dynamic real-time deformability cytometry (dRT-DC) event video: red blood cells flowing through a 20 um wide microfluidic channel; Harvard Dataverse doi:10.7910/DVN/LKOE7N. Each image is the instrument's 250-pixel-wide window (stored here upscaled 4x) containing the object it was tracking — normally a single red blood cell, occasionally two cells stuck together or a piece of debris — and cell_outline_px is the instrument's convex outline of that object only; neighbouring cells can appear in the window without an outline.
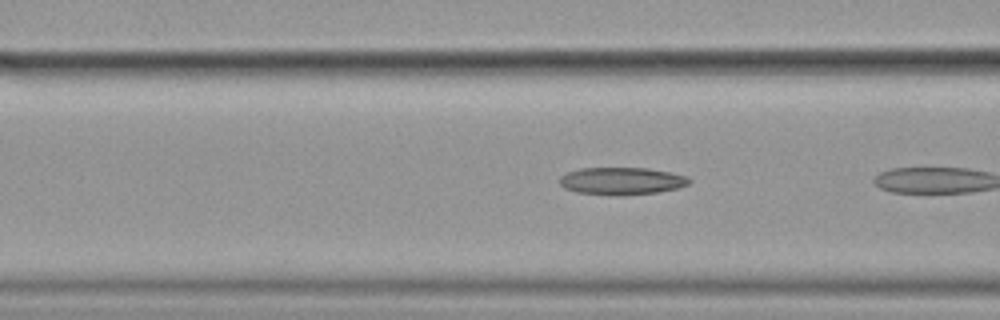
{"species": "common noctule bat (a hibernating species)", "species_latin": "Nyctalus noctula", "temperature_condition": "cold", "stored_images_in_passage": 6, "camera_frame_rate_fps": 3000, "um_per_image_px": 0.085, "animal": {"sex": "female", "body_mass_g": 19.9}, "frame": {"image": 1, "passage_image": 5, "time_ms": 1.333, "image_size_px": [1000, 320], "cell_outline_px": [[692, 180], [688, 184], [676, 188], [656, 192], [620, 196], [608, 196], [576, 192], [564, 188], [560, 184], [560, 176], [568, 172], [580, 168], [648, 168], [688, 176]], "centroid_in_image_um": [52.81, 15.39], "position_along_channel_um": 113.8, "area_um2": 20.81}}